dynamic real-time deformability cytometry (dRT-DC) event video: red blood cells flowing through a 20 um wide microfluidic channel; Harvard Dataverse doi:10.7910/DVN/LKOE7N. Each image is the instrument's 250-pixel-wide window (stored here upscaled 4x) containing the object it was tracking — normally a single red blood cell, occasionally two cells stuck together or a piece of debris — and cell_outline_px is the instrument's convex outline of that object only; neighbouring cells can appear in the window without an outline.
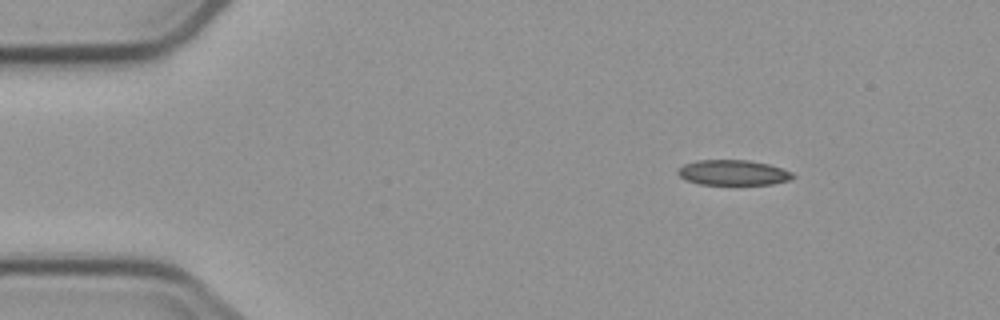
{"species": "common noctule bat (a hibernating species)", "species_latin": "Nyctalus noctula", "temperature_condition": "cold", "stored_images_in_passage": 6, "camera_frame_rate_fps": 3000, "um_per_image_px": 0.085, "animal": {"sex": "male", "body_mass_g": 23.1, "forearm_length_mm": 52.7}, "frame": {"image": 1, "passage_image": 1, "time_ms": 0.0, "image_size_px": [1000, 320], "cell_outline_px": [[796, 176], [788, 180], [772, 184], [700, 184], [684, 180], [676, 172], [684, 164], [696, 160], [748, 160], [768, 164], [792, 172]], "centroid_in_image_um": [62.29, 14.67], "position_along_channel_um": 22.7, "area_um2": 16.82}}
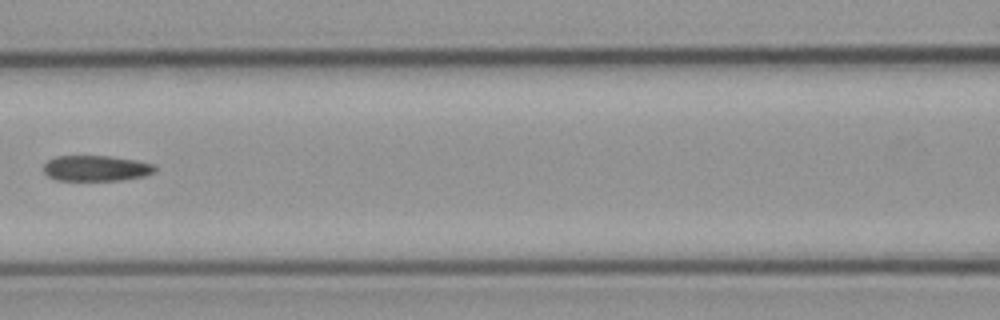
{"frame": {"image": 2, "passage_image": 5, "time_ms": 5.667, "image_size_px": [1000, 320], "cell_outline_px": [[156, 172], [144, 176], [120, 180], [56, 180], [48, 176], [44, 172], [44, 164], [48, 160], [56, 156], [112, 156], [136, 160], [156, 164]], "centroid_in_image_um": [8.2, 14.3], "position_along_channel_um": 158.4, "area_um2": 16.76}}
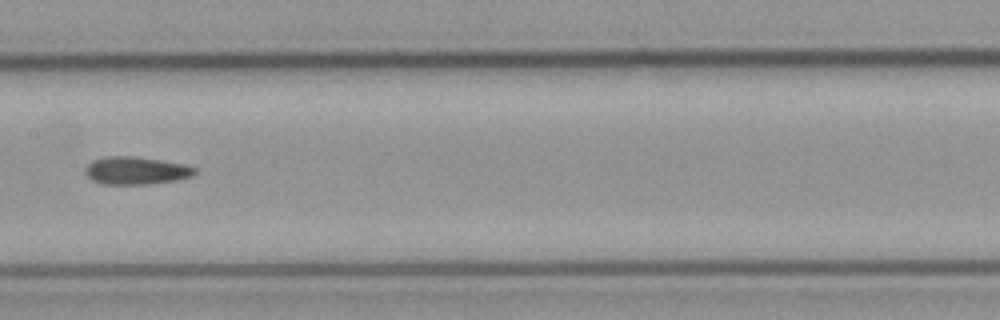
{"frame": {"image": 3, "passage_image": 6, "time_ms": 6.667, "image_size_px": [1000, 320], "cell_outline_px": [[196, 172], [192, 176], [176, 180], [148, 184], [100, 184], [92, 180], [84, 172], [84, 168], [92, 160], [104, 156], [132, 156], [160, 160], [184, 164], [196, 168]], "centroid_in_image_um": [11.52, 14.5], "position_along_channel_um": 195.9, "area_um2": 17.74}}